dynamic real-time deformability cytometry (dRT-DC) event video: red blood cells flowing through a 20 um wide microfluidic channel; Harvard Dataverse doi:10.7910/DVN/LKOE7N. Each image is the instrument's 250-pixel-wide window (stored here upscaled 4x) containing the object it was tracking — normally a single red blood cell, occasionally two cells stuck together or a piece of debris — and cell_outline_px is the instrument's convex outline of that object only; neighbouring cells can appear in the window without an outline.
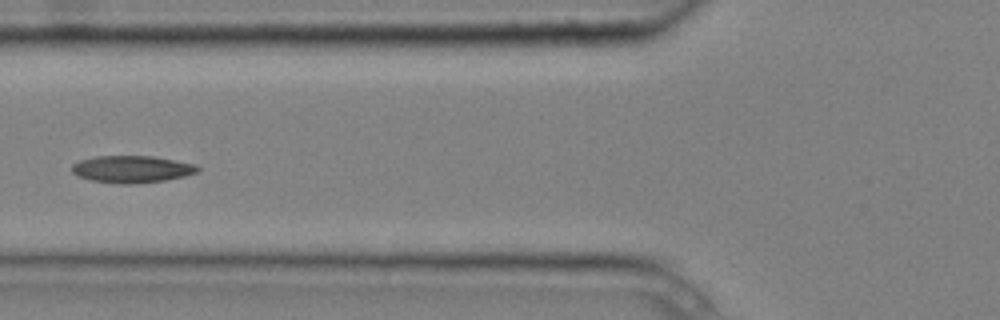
{"species": "common noctule bat (a hibernating species)", "species_latin": "Nyctalus noctula", "temperature_condition": "cold", "stored_images_in_passage": 9, "camera_frame_rate_fps": 3000, "um_per_image_px": 0.085, "animal": {"sex": "male", "body_mass_g": 20.4}, "frame": {"image": 1, "passage_image": 6, "time_ms": 1.667, "image_size_px": [1000, 320], "cell_outline_px": [[200, 172], [184, 176], [164, 180], [128, 184], [120, 184], [92, 180], [76, 176], [72, 172], [72, 164], [80, 160], [96, 156], [152, 156], [196, 164], [200, 168]], "centroid_in_image_um": [11.21, 14.37], "position_along_channel_um": 114.6, "area_um2": 19.83}}
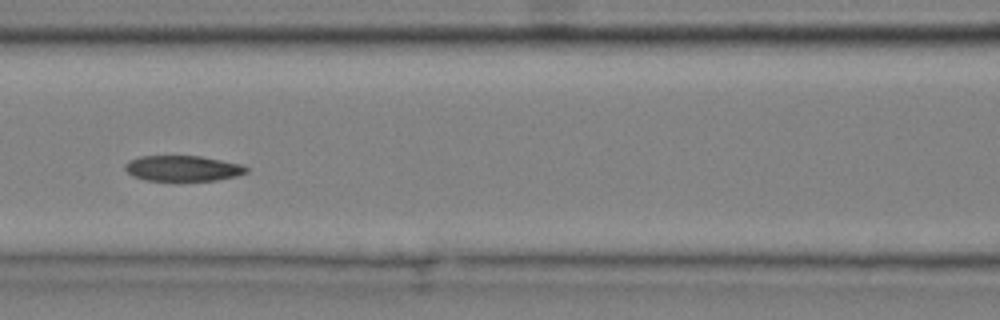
{"frame": {"image": 2, "passage_image": 7, "time_ms": 2.0, "image_size_px": [1000, 320], "cell_outline_px": [[248, 172], [236, 176], [216, 180], [176, 184], [144, 180], [132, 176], [124, 168], [124, 164], [128, 160], [140, 156], [200, 156], [244, 164], [248, 168]], "centroid_in_image_um": [15.52, 14.36], "position_along_channel_um": 151.1, "area_um2": 19.19}}
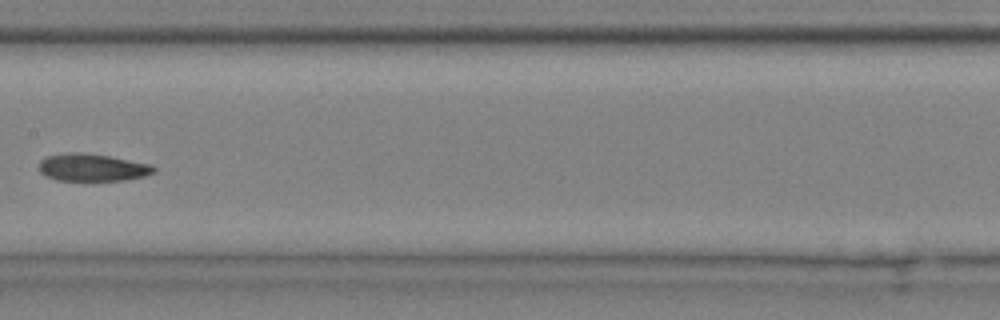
{"frame": {"image": 3, "passage_image": 8, "time_ms": 2.333, "image_size_px": [1000, 320], "cell_outline_px": [[156, 172], [144, 176], [124, 180], [56, 180], [40, 172], [40, 160], [44, 156], [68, 152], [84, 152], [108, 156], [152, 164], [156, 168]], "centroid_in_image_um": [7.85, 14.22], "position_along_channel_um": 199.5, "area_um2": 18.38}}